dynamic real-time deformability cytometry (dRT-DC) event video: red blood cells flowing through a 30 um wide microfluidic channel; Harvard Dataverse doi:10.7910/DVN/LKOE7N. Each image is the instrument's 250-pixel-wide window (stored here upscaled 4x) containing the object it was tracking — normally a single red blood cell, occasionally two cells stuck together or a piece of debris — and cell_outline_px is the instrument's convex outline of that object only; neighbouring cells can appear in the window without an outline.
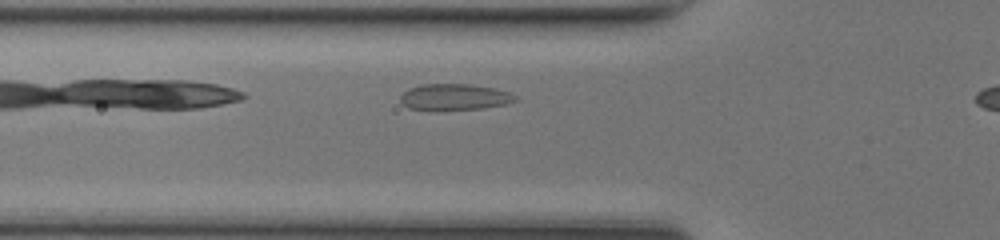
{"species": "common noctule bat (a hibernating species)", "species_latin": "Nyctalus noctula", "temperature_condition": "room temperature", "stored_images_in_passage": 26, "camera_frame_rate_fps": 3000, "um_per_image_px": 0.085, "animal": {"sex": "female", "body_mass_g": 17.0, "forearm_length_mm": 48.0}, "frame": {"image": 1, "passage_image": 9, "time_ms": 2.667, "image_size_px": [1000, 240], "cell_outline_px": [[516, 100], [504, 104], [484, 108], [436, 112], [408, 108], [400, 100], [400, 96], [408, 88], [420, 84], [468, 84], [496, 88], [508, 92], [516, 96]], "centroid_in_image_um": [38.57, 8.27], "position_along_channel_um": 87.2, "area_um2": 18.03}}
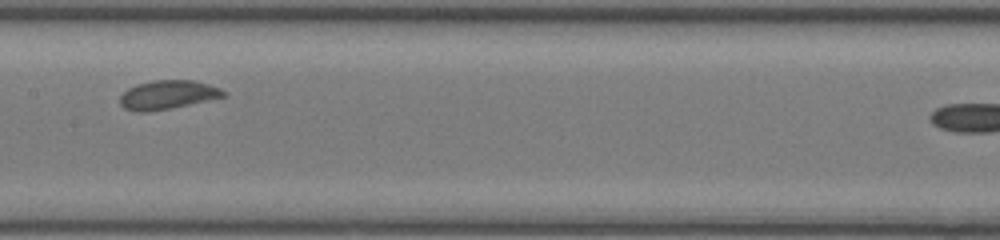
{"frame": {"image": 2, "passage_image": 17, "time_ms": 5.333, "image_size_px": [1000, 240], "cell_outline_px": [[228, 92], [224, 96], [208, 100], [148, 112], [136, 112], [124, 108], [120, 104], [120, 96], [128, 88], [136, 84], [152, 80], [196, 80], [220, 88]], "centroid_in_image_um": [14.24, 8.04], "position_along_channel_um": 193.2, "area_um2": 17.34}}
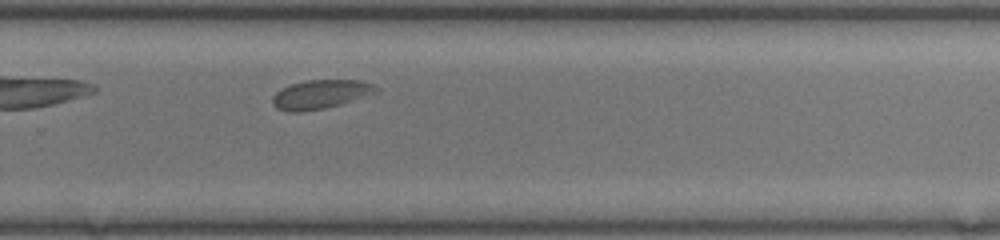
{"frame": {"image": 3, "passage_image": 25, "time_ms": 8.0, "image_size_px": [1000, 240], "cell_outline_px": [[380, 92], [340, 104], [324, 108], [300, 112], [288, 112], [276, 108], [272, 104], [272, 96], [276, 92], [292, 84], [304, 80], [360, 80], [372, 84], [380, 88]], "centroid_in_image_um": [27.26, 8.02], "position_along_channel_um": 302.5, "area_um2": 17.51}}